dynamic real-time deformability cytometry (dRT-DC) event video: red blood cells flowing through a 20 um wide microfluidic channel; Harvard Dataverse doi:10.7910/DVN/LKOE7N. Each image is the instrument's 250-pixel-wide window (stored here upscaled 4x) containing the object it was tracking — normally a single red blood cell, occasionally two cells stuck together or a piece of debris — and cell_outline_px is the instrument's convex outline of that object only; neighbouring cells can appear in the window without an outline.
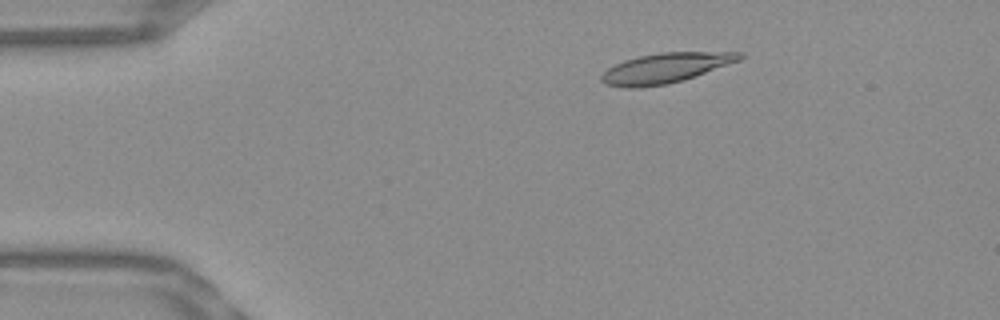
{"species": "Egyptian fruit bat (a non-hibernating species)", "species_latin": "Rousettus aegyptiacus", "temperature_condition": "warm", "stored_images_in_passage": 53, "camera_frame_rate_fps": 3000, "um_per_image_px": 0.085, "frame": {"image": 1, "passage_image": 9, "time_ms": 2.667, "image_size_px": [1000, 320], "cell_outline_px": [[744, 56], [740, 60], [684, 80], [668, 84], [640, 88], [624, 88], [608, 84], [600, 80], [600, 76], [608, 68], [624, 60], [640, 56], [660, 52], [744, 52]], "centroid_in_image_um": [56.57, 5.78], "position_along_channel_um": 28.4, "area_um2": 24.1}}
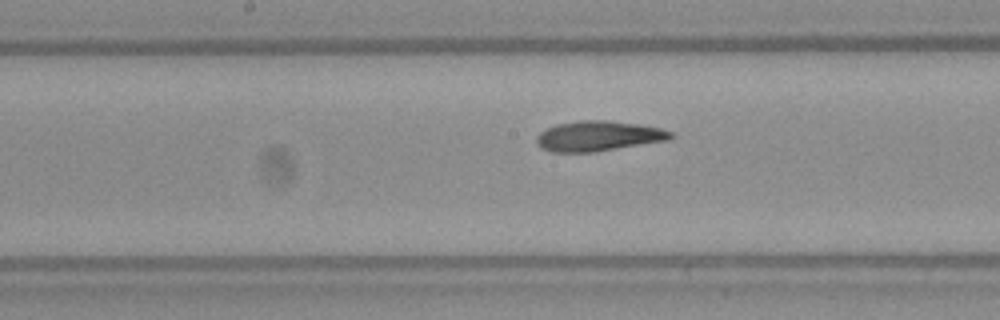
{"frame": {"image": 2, "passage_image": 27, "time_ms": 8.667, "image_size_px": [1000, 320], "cell_outline_px": [[676, 136], [668, 140], [592, 152], [552, 152], [540, 148], [536, 144], [536, 136], [540, 132], [556, 124], [580, 120], [608, 120], [640, 124], [660, 128], [672, 132]], "centroid_in_image_um": [50.85, 11.56], "position_along_channel_um": 197.4, "area_um2": 23.64}}
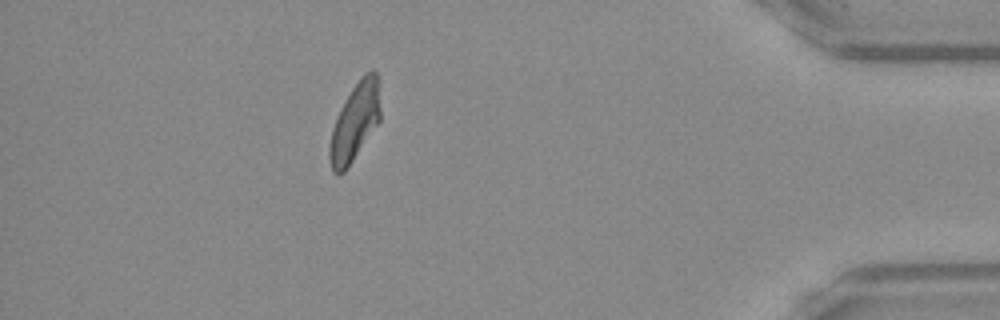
{"frame": {"image": 3, "passage_image": 47, "time_ms": 15.333, "image_size_px": [1000, 320], "cell_outline_px": [[380, 120], [344, 172], [332, 172], [328, 156], [328, 148], [332, 128], [336, 116], [344, 100], [352, 88], [372, 68], [376, 72], [380, 80]], "centroid_in_image_um": [30.16, 10.34], "position_along_channel_um": 405.0, "area_um2": 22.95}, "authors_computed_cell_mechanics": {"area_um2": 23.3512, "velocity_mm_per_s": 3.8257, "shape_relaxation_time_tau1_ms": 5.5747, "shape_relaxation_time_tau2_ms": 2.4676, "deformation_change_tau1": 0.2131, "deformation_change_tau2": 0.0982}}